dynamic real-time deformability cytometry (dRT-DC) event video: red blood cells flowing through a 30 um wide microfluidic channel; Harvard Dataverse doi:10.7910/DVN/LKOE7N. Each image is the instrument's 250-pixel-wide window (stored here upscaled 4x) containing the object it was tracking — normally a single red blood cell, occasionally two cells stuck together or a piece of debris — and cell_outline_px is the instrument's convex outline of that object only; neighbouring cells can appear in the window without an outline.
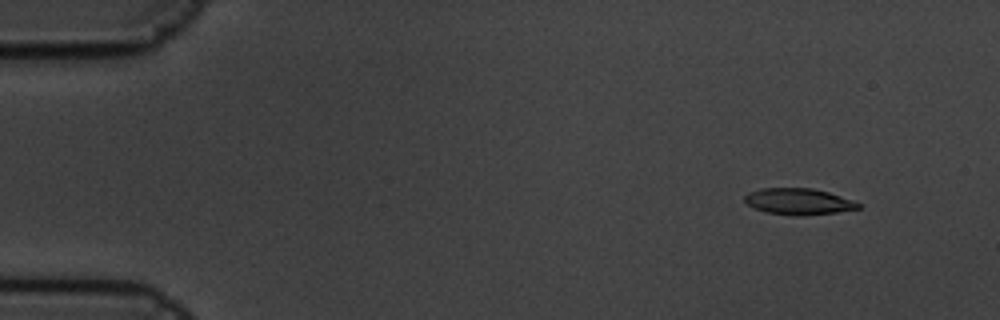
{"species": "common noctule bat (a hibernating species)", "species_latin": "Nyctalus noctula", "temperature_condition": "cold", "stored_images_in_passage": 5, "camera_frame_rate_fps": 3000, "um_per_image_px": 0.085, "animal": {"sex": "male", "body_mass_g": 19.5, "forearm_length_mm": 54.6}, "frame": {"image": 1, "passage_image": 2, "time_ms": 0.333, "image_size_px": [1000, 320], "cell_outline_px": [[860, 208], [836, 212], [800, 216], [792, 216], [768, 212], [756, 208], [748, 204], [744, 200], [744, 196], [748, 192], [760, 188], [812, 188], [828, 192], [852, 200], [860, 204]], "centroid_in_image_um": [67.85, 17.12], "position_along_channel_um": 17.1, "area_um2": 17.28}}
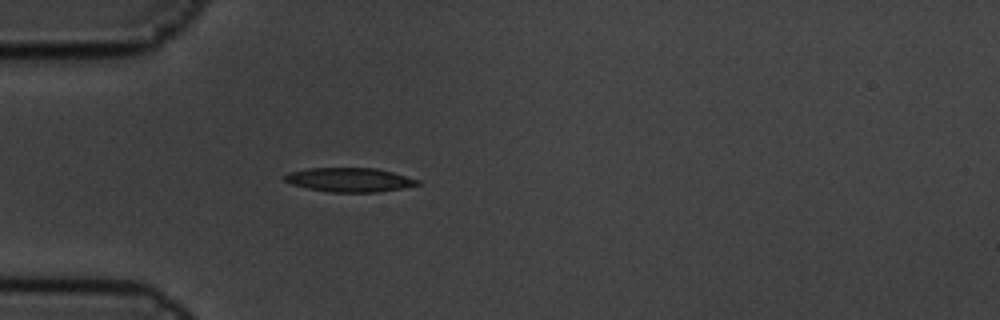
{"frame": {"image": 2, "passage_image": 5, "time_ms": 1.333, "image_size_px": [1000, 320], "cell_outline_px": [[420, 184], [404, 188], [380, 192], [328, 192], [308, 188], [292, 184], [284, 180], [284, 176], [288, 172], [308, 168], [376, 168], [392, 172], [420, 180]], "centroid_in_image_um": [29.72, 15.28], "position_along_channel_um": 55.3, "area_um2": 18.67}}